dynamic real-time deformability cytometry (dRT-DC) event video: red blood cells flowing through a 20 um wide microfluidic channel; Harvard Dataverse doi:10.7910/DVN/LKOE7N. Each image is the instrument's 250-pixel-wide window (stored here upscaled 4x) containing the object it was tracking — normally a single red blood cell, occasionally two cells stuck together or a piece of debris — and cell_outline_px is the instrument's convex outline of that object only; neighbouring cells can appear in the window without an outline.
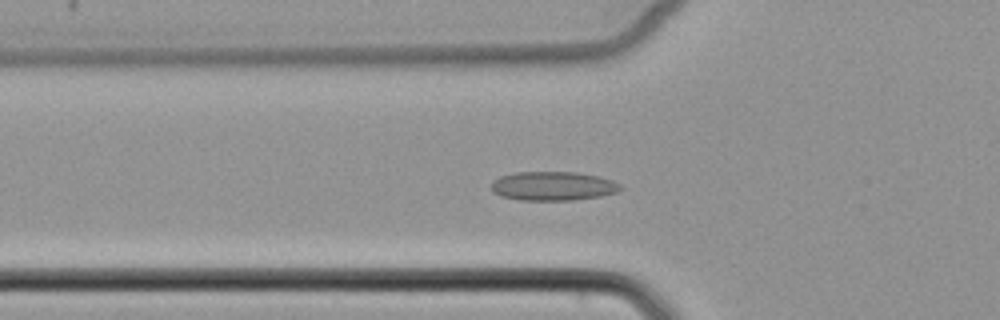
{"species": "common noctule bat (a hibernating species)", "species_latin": "Nyctalus noctula", "temperature_condition": "cold", "stored_images_in_passage": 55, "camera_frame_rate_fps": 3000, "um_per_image_px": 0.085, "animal": {"sex": "female", "body_mass_g": 22.7, "forearm_length_mm": 54.2}, "frame": {"image": 1, "passage_image": 20, "time_ms": 6.333, "image_size_px": [1000, 320], "cell_outline_px": [[620, 188], [616, 192], [600, 196], [572, 200], [520, 200], [500, 196], [492, 192], [492, 180], [500, 176], [516, 172], [576, 172], [600, 176], [612, 180], [620, 184]], "centroid_in_image_um": [46.97, 15.81], "position_along_channel_um": 78.8, "area_um2": 21.85}}
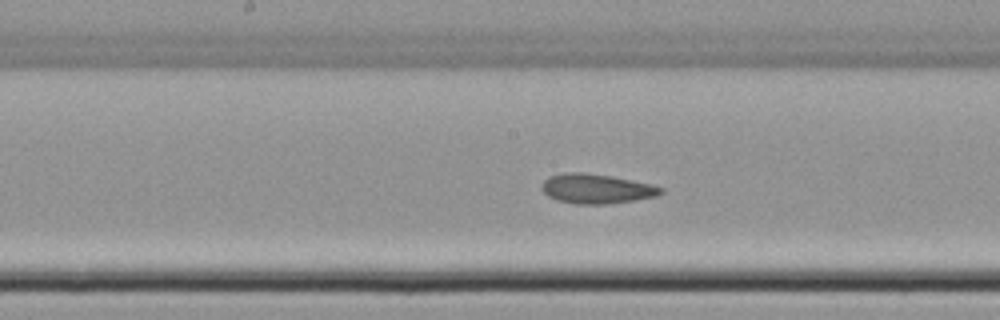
{"frame": {"image": 2, "passage_image": 29, "time_ms": 9.333, "image_size_px": [1000, 320], "cell_outline_px": [[664, 192], [656, 196], [632, 200], [604, 204], [576, 204], [556, 200], [548, 196], [540, 188], [544, 180], [548, 176], [564, 172], [580, 172], [612, 176], [652, 184], [664, 188]], "centroid_in_image_um": [50.67, 16.03], "position_along_channel_um": 197.5, "area_um2": 20.58}}
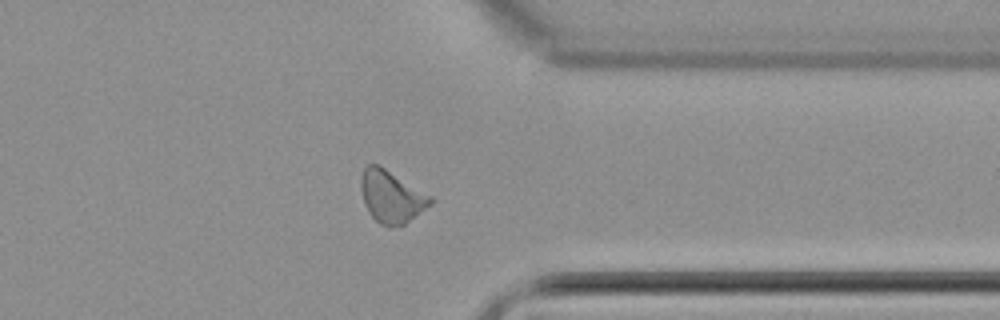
{"frame": {"image": 3, "passage_image": 43, "time_ms": 14.0, "image_size_px": [1000, 320], "cell_outline_px": [[436, 200], [432, 204], [400, 228], [388, 228], [380, 224], [368, 212], [364, 204], [360, 188], [360, 180], [364, 168], [368, 164], [380, 164], [432, 196]], "centroid_in_image_um": [33.29, 16.73], "position_along_channel_um": 378.1, "area_um2": 21.79}}